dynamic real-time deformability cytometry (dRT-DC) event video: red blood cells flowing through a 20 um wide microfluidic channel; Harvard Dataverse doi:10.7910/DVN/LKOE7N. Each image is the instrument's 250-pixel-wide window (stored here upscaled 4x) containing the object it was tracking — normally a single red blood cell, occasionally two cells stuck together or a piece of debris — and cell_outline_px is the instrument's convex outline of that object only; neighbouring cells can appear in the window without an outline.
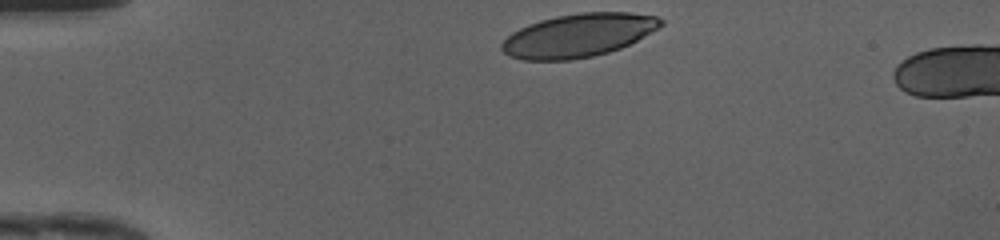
{"species": "human", "species_latin": "Homo sapiens", "temperature_condition": "cold", "stored_images_in_passage": 6, "camera_frame_rate_fps": 3000, "um_per_image_px": 0.085, "donor": {"sex": "female"}, "frame": {"image": 1, "passage_image": 1, "time_ms": 0.0, "image_size_px": [1000, 240], "cell_outline_px": [[664, 24], [644, 36], [620, 48], [608, 52], [592, 56], [572, 60], [524, 60], [508, 56], [500, 48], [500, 44], [512, 32], [528, 24], [540, 20], [556, 16], [580, 12], [628, 12], [656, 16], [664, 20]], "centroid_in_image_um": [49.14, 3.0], "position_along_channel_um": 35.9, "area_um2": 40.11}}